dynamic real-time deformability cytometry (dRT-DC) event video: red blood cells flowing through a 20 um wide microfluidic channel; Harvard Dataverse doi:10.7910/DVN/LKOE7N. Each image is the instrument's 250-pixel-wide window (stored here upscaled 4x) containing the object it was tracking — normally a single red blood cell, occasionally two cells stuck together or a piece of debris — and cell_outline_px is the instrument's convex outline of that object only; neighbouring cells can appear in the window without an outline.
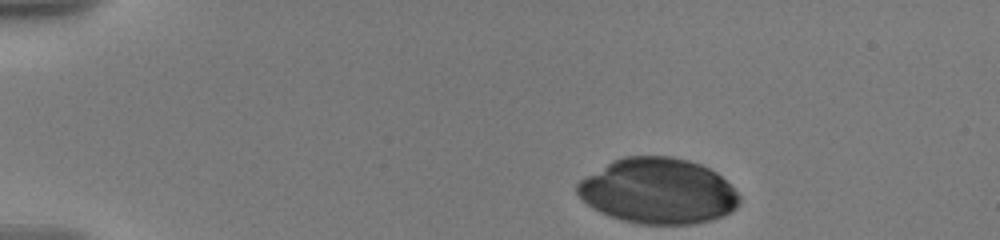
{"species": "human", "species_latin": "Homo sapiens", "temperature_condition": "warm", "stored_images_in_passage": 21, "camera_frame_rate_fps": 3000, "um_per_image_px": 0.085, "donor": {"sex": "male"}, "frame": {"image": 1, "passage_image": 1, "time_ms": 0.0, "image_size_px": [1000, 240], "cell_outline_px": [[740, 200], [736, 208], [732, 212], [724, 216], [712, 220], [692, 224], [636, 224], [620, 220], [600, 212], [592, 208], [576, 192], [576, 184], [580, 180], [612, 160], [624, 156], [672, 156], [688, 160], [700, 164], [716, 172], [740, 196]], "centroid_in_image_um": [55.93, 16.25], "position_along_channel_um": 29.1, "area_um2": 62.08}}